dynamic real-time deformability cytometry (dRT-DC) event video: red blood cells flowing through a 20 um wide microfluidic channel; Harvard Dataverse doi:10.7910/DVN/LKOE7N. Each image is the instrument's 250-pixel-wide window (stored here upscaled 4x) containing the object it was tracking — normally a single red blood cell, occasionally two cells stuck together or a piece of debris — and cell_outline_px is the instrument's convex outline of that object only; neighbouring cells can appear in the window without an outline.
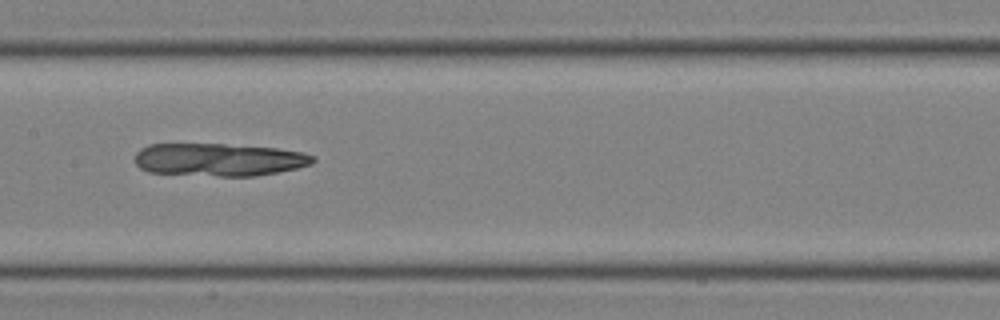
{"species": "common noctule bat (a hibernating species)", "species_latin": "Nyctalus noctula", "temperature_condition": "room temperature", "stored_images_in_passage": 32, "camera_frame_rate_fps": 3000, "um_per_image_px": 0.085, "animal": {"sex": "male", "body_mass_g": 19.0, "forearm_length_mm": 50.8}, "frame": {"image": 1, "passage_image": 12, "time_ms": 3.667, "image_size_px": [1000, 320], "cell_outline_px": [[316, 160], [312, 164], [296, 168], [256, 176], [220, 176], [148, 172], [140, 168], [136, 164], [136, 152], [140, 148], [148, 144], [224, 144], [276, 148], [304, 152], [316, 156]], "centroid_in_image_um": [18.63, 13.56], "position_along_channel_um": 188.8, "area_um2": 34.1}}
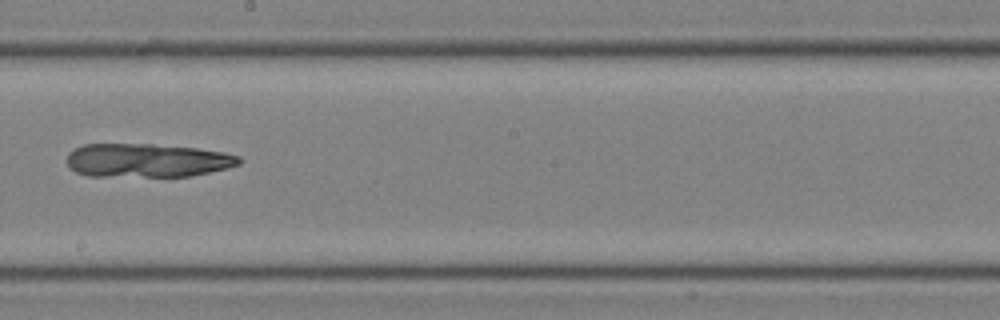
{"frame": {"image": 2, "passage_image": 15, "time_ms": 4.667, "image_size_px": [1000, 320], "cell_outline_px": [[244, 160], [240, 164], [228, 168], [188, 176], [88, 176], [76, 172], [68, 164], [68, 152], [84, 144], [152, 144], [196, 148], [224, 152], [240, 156]], "centroid_in_image_um": [12.54, 13.63], "position_along_channel_um": 235.7, "area_um2": 33.76}}